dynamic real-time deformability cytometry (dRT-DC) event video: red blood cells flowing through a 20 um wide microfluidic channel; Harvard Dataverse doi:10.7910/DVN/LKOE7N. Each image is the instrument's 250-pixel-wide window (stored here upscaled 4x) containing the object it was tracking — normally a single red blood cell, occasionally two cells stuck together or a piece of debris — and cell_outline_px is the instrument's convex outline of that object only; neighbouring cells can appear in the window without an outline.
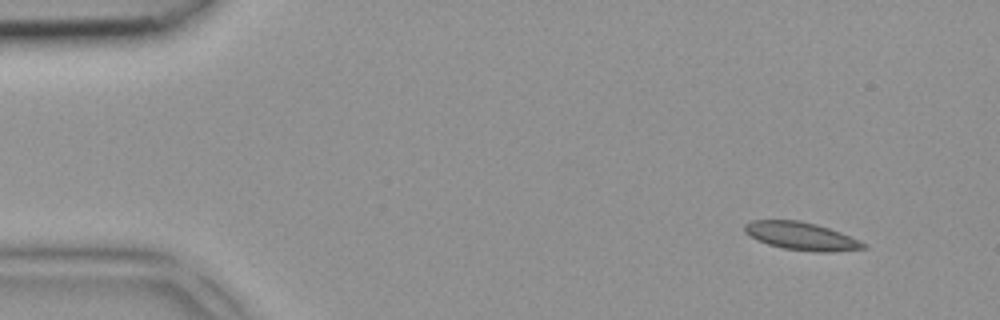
{"species": "common noctule bat (a hibernating species)", "species_latin": "Nyctalus noctula", "temperature_condition": "room temperature", "stored_images_in_passage": 3, "camera_frame_rate_fps": 3000, "um_per_image_px": 0.085, "animal": {"sex": "female", "body_mass_g": 18.4}, "frame": {"image": 1, "passage_image": 1, "time_ms": 0.0, "image_size_px": [1000, 320], "cell_outline_px": [[868, 248], [828, 252], [820, 252], [784, 248], [768, 244], [744, 232], [744, 224], [752, 220], [800, 220], [816, 224], [840, 232], [860, 240], [868, 244]], "centroid_in_image_um": [68.15, 20.06], "position_along_channel_um": 16.9, "area_um2": 19.13}}